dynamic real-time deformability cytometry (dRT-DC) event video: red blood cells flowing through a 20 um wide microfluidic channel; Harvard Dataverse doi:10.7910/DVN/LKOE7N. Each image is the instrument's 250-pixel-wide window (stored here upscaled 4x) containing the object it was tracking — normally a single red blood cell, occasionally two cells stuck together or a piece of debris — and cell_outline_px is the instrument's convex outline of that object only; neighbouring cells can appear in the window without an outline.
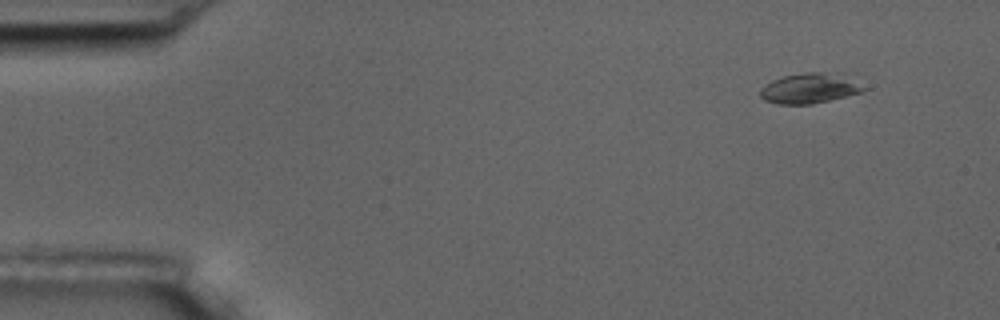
{"species": "common noctule bat (a hibernating species)", "species_latin": "Nyctalus noctula", "temperature_condition": "room temperature", "stored_images_in_passage": 9, "camera_frame_rate_fps": 3000, "um_per_image_px": 0.085, "animal": {"sex": "male", "body_mass_g": 17.5, "forearm_length_mm": 52.3}, "frame": {"image": 1, "passage_image": 1, "time_ms": 0.0, "image_size_px": [1000, 320], "cell_outline_px": [[868, 88], [860, 92], [812, 104], [776, 104], [764, 100], [760, 96], [760, 88], [772, 80], [784, 76], [808, 72], [820, 72]], "centroid_in_image_um": [68.62, 7.55], "position_along_channel_um": 16.4, "area_um2": 17.05}}
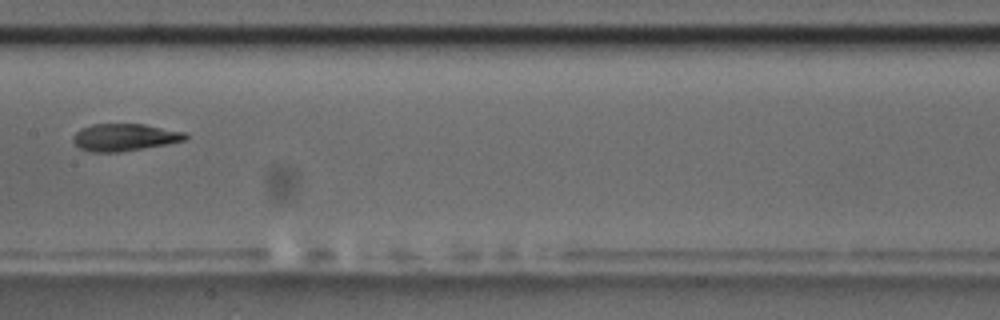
{"frame": {"image": 2, "passage_image": 8, "time_ms": 8.0, "image_size_px": [1000, 320], "cell_outline_px": [[188, 140], [168, 144], [120, 152], [88, 152], [80, 148], [72, 140], [72, 136], [80, 128], [92, 124], [144, 124], [184, 132], [188, 136]], "centroid_in_image_um": [10.58, 11.67], "position_along_channel_um": 196.8, "area_um2": 17.98}}
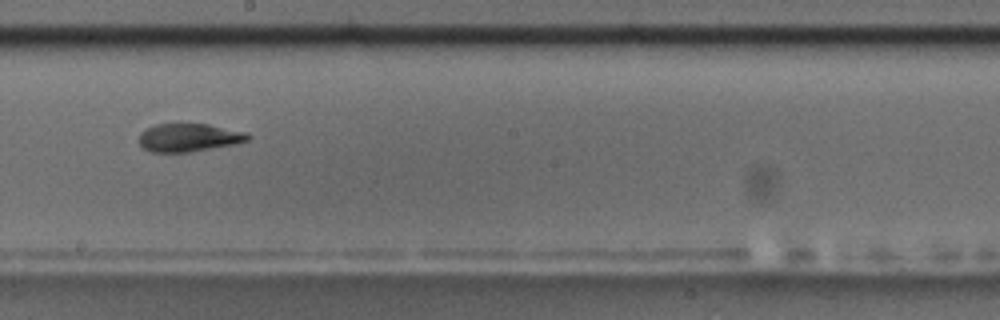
{"frame": {"image": 3, "passage_image": 9, "time_ms": 9.0, "image_size_px": [1000, 320], "cell_outline_px": [[252, 136], [248, 140], [236, 144], [188, 152], [152, 152], [144, 148], [140, 144], [140, 132], [144, 128], [156, 124], [176, 120], [208, 124], [248, 132]], "centroid_in_image_um": [16.05, 11.63], "position_along_channel_um": 232.2, "area_um2": 18.67}}